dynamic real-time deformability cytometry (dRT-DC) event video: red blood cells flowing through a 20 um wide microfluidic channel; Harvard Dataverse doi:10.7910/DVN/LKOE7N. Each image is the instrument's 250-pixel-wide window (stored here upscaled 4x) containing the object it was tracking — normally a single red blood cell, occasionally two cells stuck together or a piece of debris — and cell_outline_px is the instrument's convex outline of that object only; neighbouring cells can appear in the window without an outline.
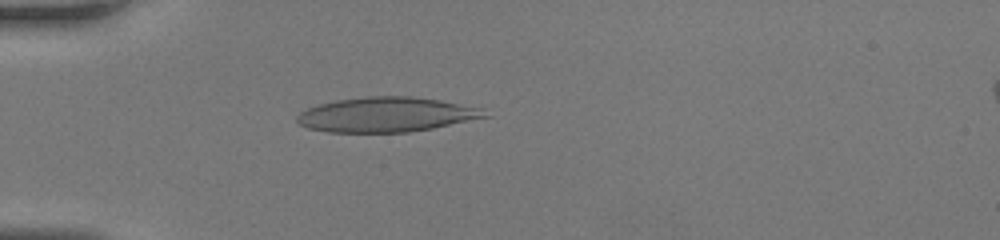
{"species": "human", "species_latin": "Homo sapiens", "temperature_condition": "room temperature", "stored_images_in_passage": 41, "camera_frame_rate_fps": 3000, "um_per_image_px": 0.085, "donor": {"sex": "female"}, "frame": {"image": 1, "passage_image": 10, "time_ms": 3.0, "image_size_px": [1000, 240], "cell_outline_px": [[492, 116], [432, 128], [408, 132], [328, 132], [308, 128], [300, 124], [296, 120], [296, 116], [300, 112], [308, 108], [320, 104], [336, 100], [368, 96], [412, 96], [440, 100], [480, 108]], "centroid_in_image_um": [32.84, 9.74], "position_along_channel_um": 52.2, "area_um2": 37.92}}
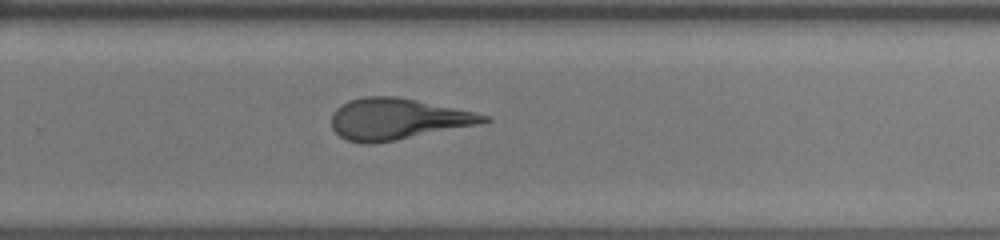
{"frame": {"image": 2, "passage_image": 27, "time_ms": 8.667, "image_size_px": [1000, 240], "cell_outline_px": [[492, 120], [476, 124], [396, 140], [372, 144], [364, 144], [348, 140], [340, 136], [332, 128], [332, 112], [340, 104], [348, 100], [364, 96], [396, 96], [416, 100], [472, 112], [488, 116]], "centroid_in_image_um": [33.69, 10.11], "position_along_channel_um": 296.1, "area_um2": 36.07}}
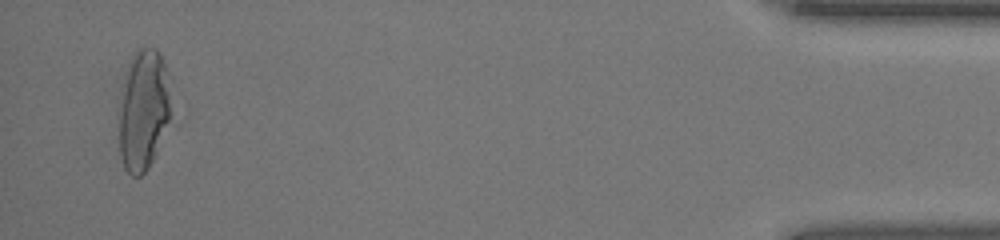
{"frame": {"image": 3, "passage_image": 40, "time_ms": 13.0, "image_size_px": [1000, 240], "cell_outline_px": [[172, 120], [148, 168], [140, 176], [132, 176], [124, 168], [120, 156], [120, 112], [128, 68], [132, 52], [140, 48], [156, 48], [164, 64]], "centroid_in_image_um": [12.21, 9.41], "position_along_channel_um": 423.0, "area_um2": 35.78}}